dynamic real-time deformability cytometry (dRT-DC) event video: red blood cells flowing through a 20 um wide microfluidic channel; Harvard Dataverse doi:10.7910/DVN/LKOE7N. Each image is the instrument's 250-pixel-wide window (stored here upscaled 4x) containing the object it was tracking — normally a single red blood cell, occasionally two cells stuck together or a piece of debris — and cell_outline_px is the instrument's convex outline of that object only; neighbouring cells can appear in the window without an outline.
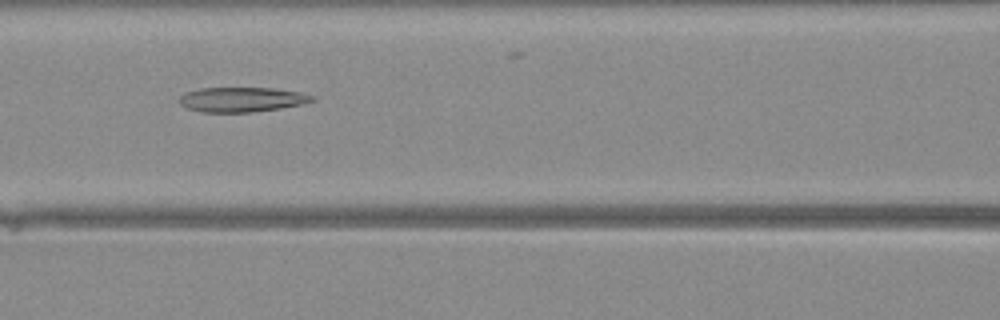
{"species": "Egyptian fruit bat (a non-hibernating species)", "species_latin": "Rousettus aegyptiacus", "temperature_condition": "warm", "stored_images_in_passage": 21, "camera_frame_rate_fps": 3000, "um_per_image_px": 0.085, "animal": {"sex": "female"}, "frame": {"image": 1, "passage_image": 5, "time_ms": 1.333, "image_size_px": [1000, 320], "cell_outline_px": [[316, 100], [304, 104], [280, 108], [252, 112], [200, 112], [188, 108], [180, 104], [180, 96], [188, 92], [200, 88], [272, 88], [300, 92], [316, 96]], "centroid_in_image_um": [20.61, 8.46], "position_along_channel_um": 146.0, "area_um2": 19.13}}
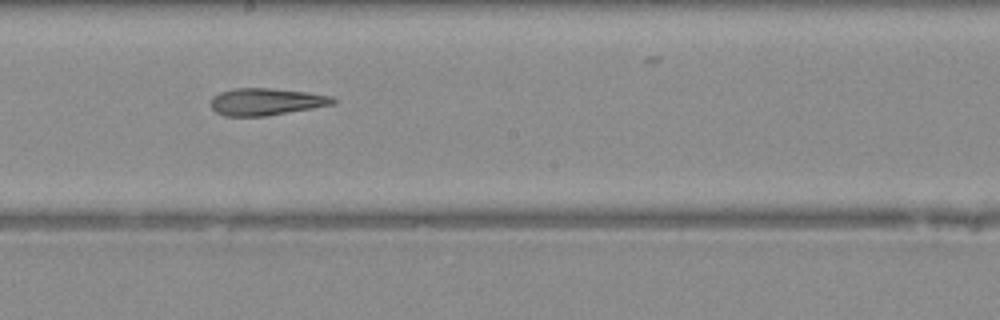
{"frame": {"image": 2, "passage_image": 10, "time_ms": 3.0, "image_size_px": [1000, 320], "cell_outline_px": [[336, 104], [264, 116], [224, 116], [216, 112], [212, 108], [212, 96], [220, 92], [236, 88], [272, 88], [308, 92], [332, 96], [336, 100]], "centroid_in_image_um": [22.64, 8.64], "position_along_channel_um": 225.6, "area_um2": 19.25}}
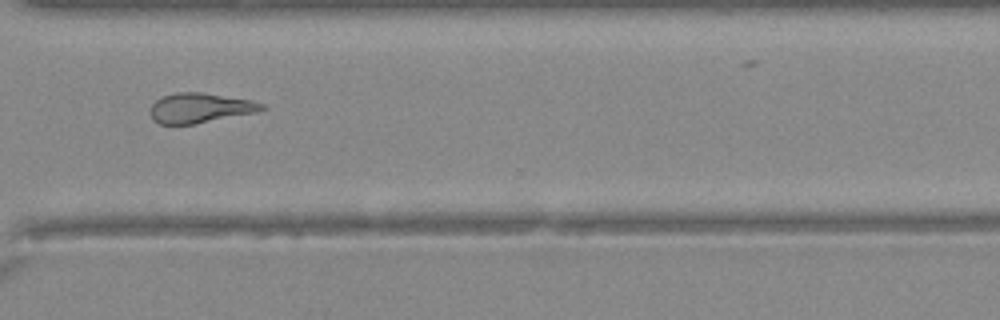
{"frame": {"image": 3, "passage_image": 18, "time_ms": 5.667, "image_size_px": [1000, 320], "cell_outline_px": [[268, 108], [256, 112], [196, 124], [160, 124], [152, 120], [148, 112], [152, 104], [160, 96], [176, 92], [204, 92], [252, 100], [264, 104]], "centroid_in_image_um": [16.97, 9.17], "position_along_channel_um": 353.6, "area_um2": 19.77}}